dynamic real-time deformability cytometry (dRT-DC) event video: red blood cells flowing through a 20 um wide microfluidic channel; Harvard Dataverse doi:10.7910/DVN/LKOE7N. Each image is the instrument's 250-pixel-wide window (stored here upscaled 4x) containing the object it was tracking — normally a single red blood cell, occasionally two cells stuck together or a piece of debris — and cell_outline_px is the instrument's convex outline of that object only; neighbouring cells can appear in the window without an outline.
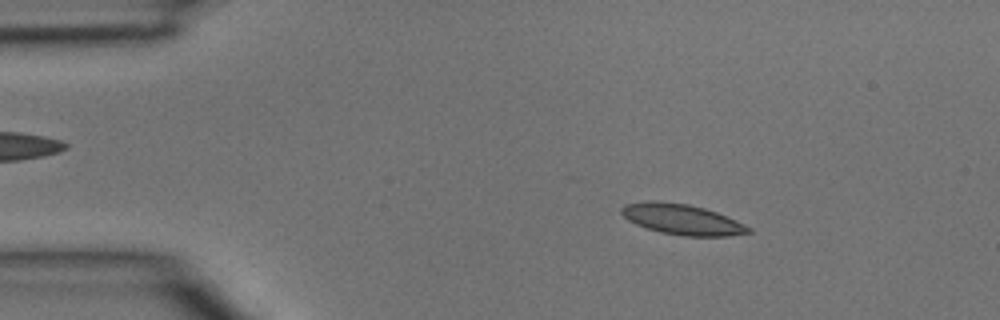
{"species": "common noctule bat (a hibernating species)", "species_latin": "Nyctalus noctula", "temperature_condition": "room temperature", "stored_images_in_passage": 43, "camera_frame_rate_fps": 3000, "um_per_image_px": 0.085, "animal": {"sex": "male", "body_mass_g": 15.6}, "frame": {"image": 1, "passage_image": 6, "time_ms": 1.667, "image_size_px": [1000, 320], "cell_outline_px": [[752, 232], [728, 236], [684, 236], [660, 232], [636, 224], [628, 220], [620, 212], [620, 208], [624, 204], [652, 200], [656, 200], [688, 204], [704, 208], [716, 212], [744, 224], [752, 228]], "centroid_in_image_um": [57.96, 18.64], "position_along_channel_um": 27.0, "area_um2": 22.54}}
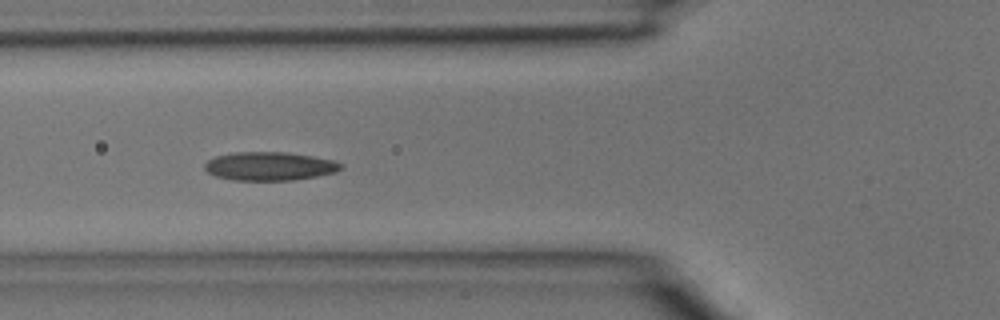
{"frame": {"image": 2, "passage_image": 15, "time_ms": 4.667, "image_size_px": [1000, 320], "cell_outline_px": [[344, 168], [336, 172], [316, 176], [292, 180], [232, 180], [216, 176], [208, 172], [204, 168], [204, 164], [208, 160], [216, 156], [236, 152], [288, 152], [336, 160], [344, 164]], "centroid_in_image_um": [22.96, 14.12], "position_along_channel_um": 102.8, "area_um2": 22.77}}
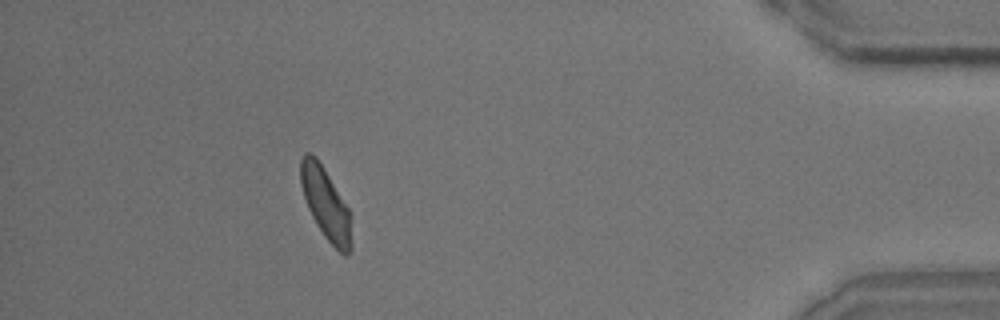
{"frame": {"image": 3, "passage_image": 39, "time_ms": 12.667, "image_size_px": [1000, 320], "cell_outline_px": [[352, 248], [344, 256], [324, 236], [316, 224], [308, 208], [300, 184], [300, 160], [304, 152], [312, 152], [316, 156], [348, 208], [352, 216]], "centroid_in_image_um": [27.69, 17.32], "position_along_channel_um": 407.5, "area_um2": 21.27}}